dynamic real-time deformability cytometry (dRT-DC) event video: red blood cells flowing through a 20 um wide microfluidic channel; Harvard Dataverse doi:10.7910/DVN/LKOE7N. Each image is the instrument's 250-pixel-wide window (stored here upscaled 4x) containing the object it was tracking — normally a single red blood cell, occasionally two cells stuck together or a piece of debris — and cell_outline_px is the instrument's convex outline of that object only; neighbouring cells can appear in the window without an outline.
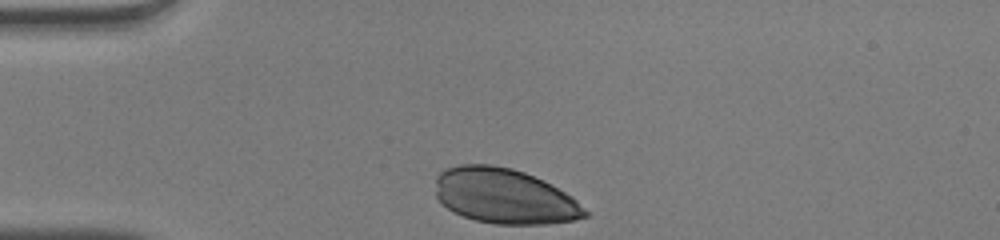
{"species": "human", "species_latin": "Homo sapiens", "temperature_condition": "warm", "stored_images_in_passage": 30, "camera_frame_rate_fps": 3000, "um_per_image_px": 0.085, "donor": {"sex": "male"}, "frame": {"image": 1, "passage_image": 1, "time_ms": 0.0, "image_size_px": [1000, 240], "cell_outline_px": [[588, 216], [572, 220], [548, 224], [496, 224], [476, 220], [452, 212], [440, 204], [436, 196], [436, 176], [444, 168], [460, 164], [492, 164], [512, 168], [524, 172], [544, 180], [572, 196], [588, 212]], "centroid_in_image_um": [42.84, 16.66], "position_along_channel_um": 42.2, "area_um2": 48.38}}
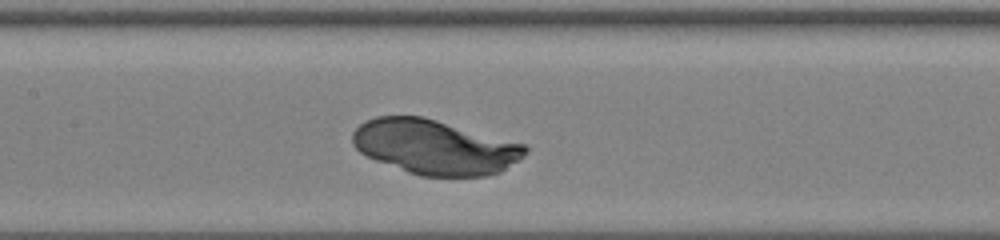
{"frame": {"image": 2, "passage_image": 13, "time_ms": 4.0, "image_size_px": [1000, 240], "cell_outline_px": [[528, 152], [524, 156], [500, 172], [484, 176], [420, 176], [408, 172], [376, 160], [360, 152], [352, 144], [352, 132], [364, 120], [376, 116], [424, 116], [524, 144], [528, 148]], "centroid_in_image_um": [36.94, 12.48], "position_along_channel_um": 170.5, "area_um2": 54.91}}
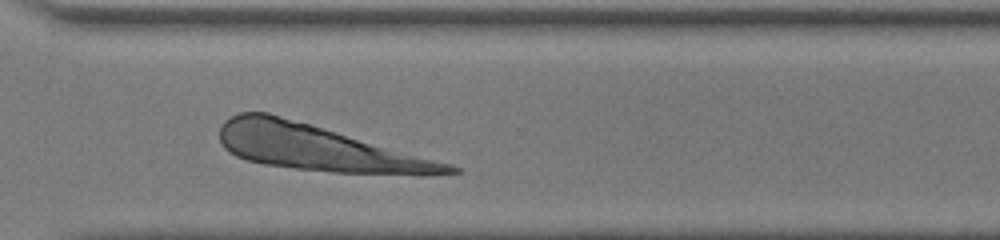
{"frame": {"image": 3, "passage_image": 26, "time_ms": 8.333, "image_size_px": [1000, 240], "cell_outline_px": [[460, 172], [332, 172], [296, 168], [264, 164], [248, 160], [236, 156], [228, 152], [224, 148], [220, 140], [220, 124], [224, 120], [240, 112], [268, 112], [452, 164], [460, 168]], "centroid_in_image_um": [26.84, 12.52], "position_along_channel_um": 343.8, "area_um2": 58.84}}